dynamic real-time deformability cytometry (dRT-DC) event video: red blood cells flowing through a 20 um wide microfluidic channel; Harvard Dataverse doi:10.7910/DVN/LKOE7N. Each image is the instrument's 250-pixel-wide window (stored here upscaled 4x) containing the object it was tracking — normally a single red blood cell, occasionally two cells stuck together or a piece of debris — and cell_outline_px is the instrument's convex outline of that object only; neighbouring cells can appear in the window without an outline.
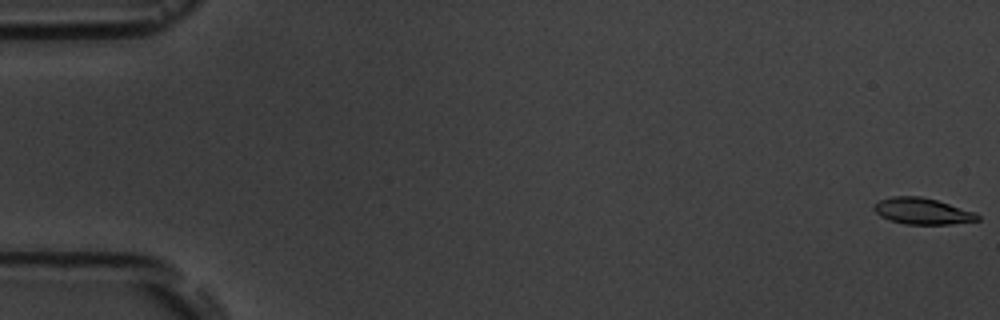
{"species": "common noctule bat (a hibernating species)", "species_latin": "Nyctalus noctula", "temperature_condition": "room temperature", "stored_images_in_passage": 6, "camera_frame_rate_fps": 3000, "um_per_image_px": 0.085, "animal": {"sex": "male", "body_mass_g": 19.5, "forearm_length_mm": 54.6}, "frame": {"image": 1, "passage_image": 1, "time_ms": 0.0, "image_size_px": [1000, 320], "cell_outline_px": [[980, 220], [948, 224], [904, 224], [888, 220], [880, 216], [872, 208], [880, 200], [892, 196], [920, 196], [936, 200], [976, 212], [980, 216]], "centroid_in_image_um": [78.4, 17.95], "position_along_channel_um": 6.6, "area_um2": 15.84}}
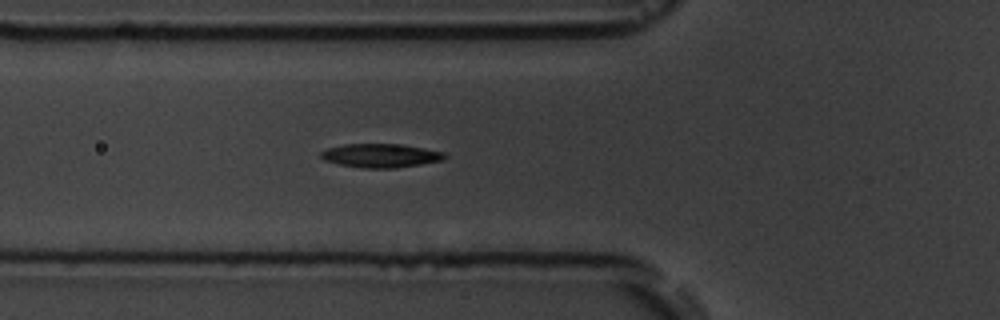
{"frame": {"image": 2, "passage_image": 6, "time_ms": 6.667, "image_size_px": [1000, 320], "cell_outline_px": [[448, 156], [444, 160], [396, 168], [364, 168], [340, 164], [324, 160], [320, 156], [320, 152], [328, 148], [344, 144], [404, 144], [444, 152]], "centroid_in_image_um": [32.39, 13.22], "position_along_channel_um": 93.4, "area_um2": 17.17}}